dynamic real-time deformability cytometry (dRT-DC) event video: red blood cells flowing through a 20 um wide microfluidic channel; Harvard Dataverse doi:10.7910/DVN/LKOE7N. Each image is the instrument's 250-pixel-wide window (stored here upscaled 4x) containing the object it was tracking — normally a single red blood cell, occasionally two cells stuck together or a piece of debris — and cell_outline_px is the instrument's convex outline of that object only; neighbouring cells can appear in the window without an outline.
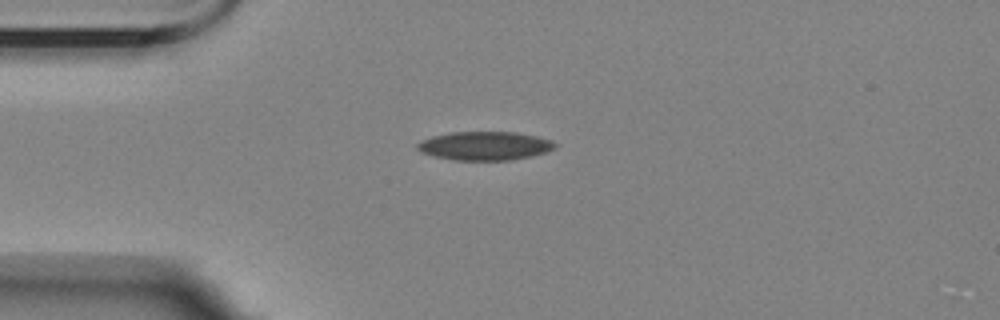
{"species": "Egyptian fruit bat (a non-hibernating species)", "species_latin": "Rousettus aegyptiacus", "temperature_condition": "room temperature", "stored_images_in_passage": 8, "camera_frame_rate_fps": 3000, "um_per_image_px": 0.085, "animal": {"sex": "female"}, "frame": {"image": 1, "passage_image": 1, "time_ms": 0.0, "image_size_px": [1000, 320], "cell_outline_px": [[556, 148], [548, 152], [532, 156], [512, 160], [452, 160], [432, 156], [420, 152], [416, 148], [416, 144], [432, 136], [452, 132], [516, 132], [536, 136], [552, 140], [556, 144]], "centroid_in_image_um": [41.22, 12.4], "position_along_channel_um": 43.8, "area_um2": 23.18}}
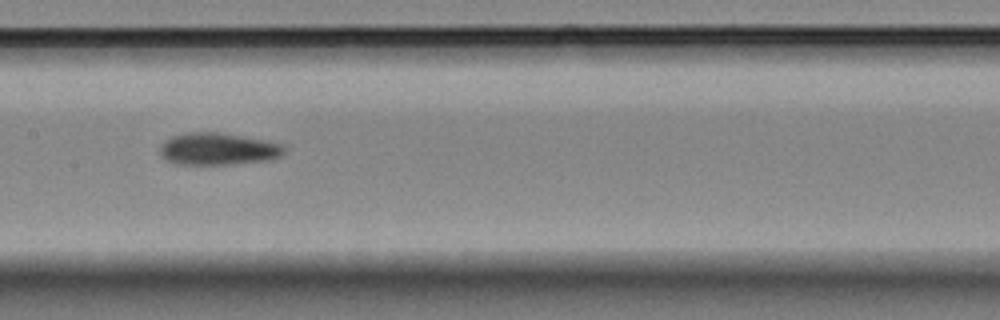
{"frame": {"image": 2, "passage_image": 5, "time_ms": 4.667, "image_size_px": [1000, 320], "cell_outline_px": [[288, 148], [280, 156], [272, 160], [224, 164], [176, 164], [160, 156], [160, 144], [164, 140], [172, 136], [188, 132], [224, 132], [268, 140], [284, 144]], "centroid_in_image_um": [18.57, 12.64], "position_along_channel_um": 188.8, "area_um2": 23.7}}
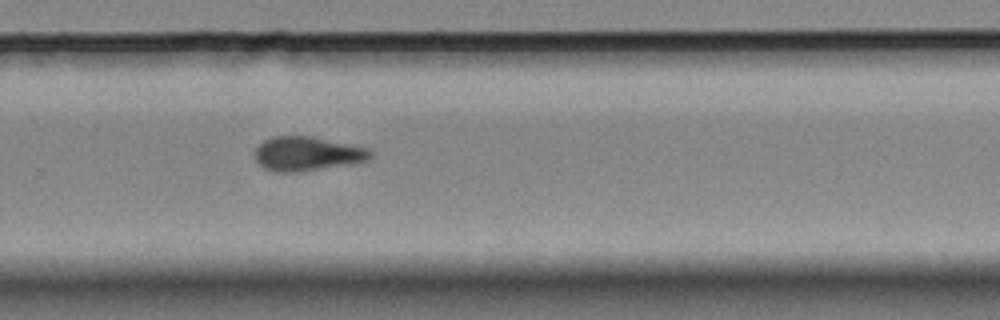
{"frame": {"image": 3, "passage_image": 8, "time_ms": 8.0, "image_size_px": [1000, 320], "cell_outline_px": [[372, 156], [368, 160], [348, 164], [300, 172], [276, 172], [264, 168], [256, 160], [256, 148], [264, 140], [272, 136], [312, 136], [368, 148], [372, 152]], "centroid_in_image_um": [26.11, 13.06], "position_along_channel_um": 303.7, "area_um2": 22.89}}